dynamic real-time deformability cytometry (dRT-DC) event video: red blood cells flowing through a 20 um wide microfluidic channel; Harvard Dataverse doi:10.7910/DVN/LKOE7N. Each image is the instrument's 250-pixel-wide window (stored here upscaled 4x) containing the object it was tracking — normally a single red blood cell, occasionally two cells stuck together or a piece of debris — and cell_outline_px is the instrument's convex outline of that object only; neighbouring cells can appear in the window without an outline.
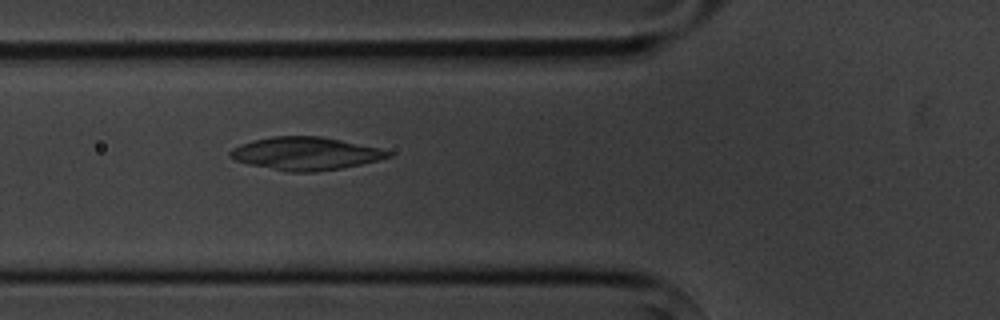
{"species": "common noctule bat (a hibernating species)", "species_latin": "Nyctalus noctula", "temperature_condition": "cold", "stored_images_in_passage": 6, "camera_frame_rate_fps": 3000, "um_per_image_px": 0.085, "animal": {"sex": "male", "body_mass_g": 20.1, "forearm_length_mm": 53.5}, "frame": {"image": 1, "passage_image": 6, "time_ms": 6.0, "image_size_px": [1000, 320], "cell_outline_px": [[392, 156], [380, 160], [340, 168], [316, 172], [288, 172], [248, 164], [236, 160], [228, 156], [228, 152], [232, 148], [240, 144], [252, 140], [272, 136], [320, 136], [380, 148], [392, 152]], "centroid_in_image_um": [25.95, 13.05], "position_along_channel_um": 99.9, "area_um2": 30.35}}